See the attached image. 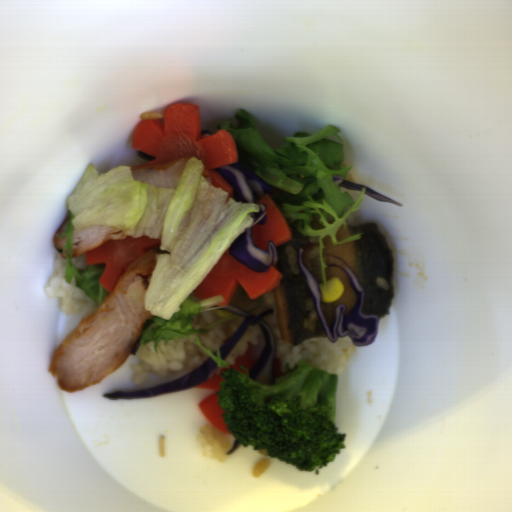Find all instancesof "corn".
Listing matches in <instances>:
<instances>
[{
	"instance_id": "51d56268",
	"label": "corn",
	"mask_w": 512,
	"mask_h": 512,
	"mask_svg": "<svg viewBox=\"0 0 512 512\" xmlns=\"http://www.w3.org/2000/svg\"><path fill=\"white\" fill-rule=\"evenodd\" d=\"M322 302L332 303L341 298L345 292V287L339 277H332L326 282V287L319 284Z\"/></svg>"
}]
</instances>
